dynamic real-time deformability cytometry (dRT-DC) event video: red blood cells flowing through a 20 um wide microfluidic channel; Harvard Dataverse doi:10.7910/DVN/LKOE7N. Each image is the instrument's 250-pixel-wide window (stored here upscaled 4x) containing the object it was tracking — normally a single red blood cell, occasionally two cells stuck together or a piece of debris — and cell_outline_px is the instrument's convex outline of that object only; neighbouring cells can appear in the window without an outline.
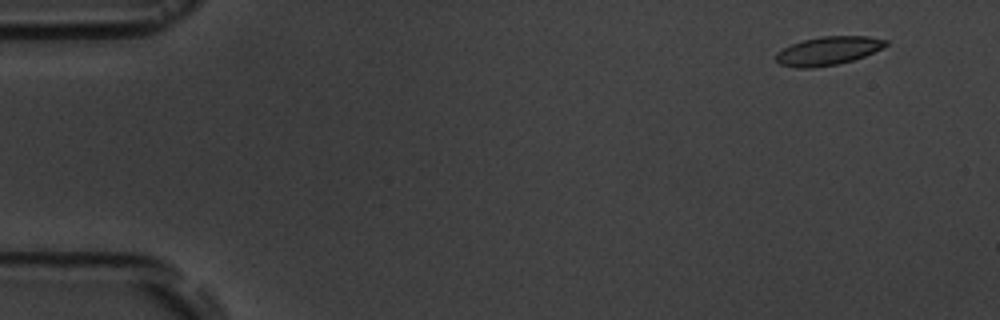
{"species": "common noctule bat (a hibernating species)", "species_latin": "Nyctalus noctula", "temperature_condition": "room temperature", "stored_images_in_passage": 15, "camera_frame_rate_fps": 3000, "um_per_image_px": 0.085, "animal": {"sex": "male", "body_mass_g": 19.5, "forearm_length_mm": 54.6}, "frame": {"image": 1, "passage_image": 2, "time_ms": 1.0, "image_size_px": [1000, 320], "cell_outline_px": [[888, 44], [864, 56], [852, 60], [836, 64], [812, 68], [796, 68], [780, 64], [776, 60], [776, 52], [792, 44], [804, 40], [820, 36], [868, 36], [888, 40]], "centroid_in_image_um": [70.37, 4.32], "position_along_channel_um": 14.6, "area_um2": 18.03}}
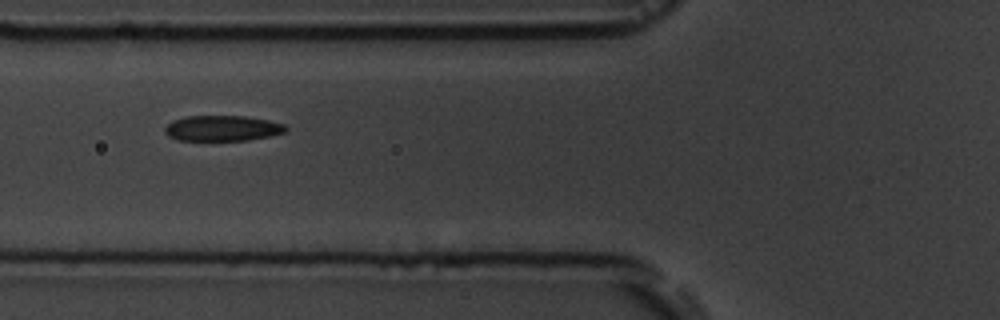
{"frame": {"image": 2, "passage_image": 6, "time_ms": 6.667, "image_size_px": [1000, 320], "cell_outline_px": [[288, 132], [248, 140], [176, 140], [168, 136], [164, 132], [164, 128], [172, 120], [184, 116], [244, 116], [268, 120], [284, 124], [288, 128]], "centroid_in_image_um": [18.89, 10.9], "position_along_channel_um": 106.9, "area_um2": 18.09}}
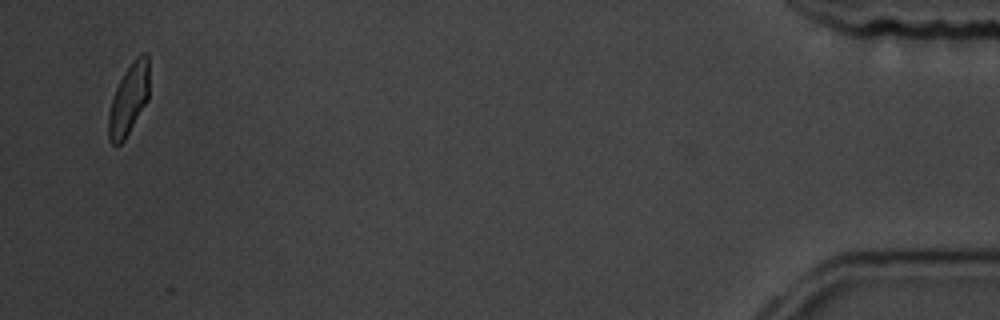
{"frame": {"image": 3, "passage_image": 15, "time_ms": 17.667, "image_size_px": [1000, 320], "cell_outline_px": [[148, 100], [124, 140], [120, 144], [112, 144], [108, 136], [108, 116], [112, 100], [116, 88], [124, 72], [132, 60], [140, 52], [148, 52]], "centroid_in_image_um": [10.95, 8.4], "position_along_channel_um": 424.2, "area_um2": 16.76}}